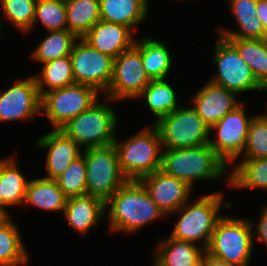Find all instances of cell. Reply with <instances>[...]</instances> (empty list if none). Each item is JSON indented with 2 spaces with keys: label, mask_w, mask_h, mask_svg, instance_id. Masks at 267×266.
I'll use <instances>...</instances> for the list:
<instances>
[{
  "label": "cell",
  "mask_w": 267,
  "mask_h": 266,
  "mask_svg": "<svg viewBox=\"0 0 267 266\" xmlns=\"http://www.w3.org/2000/svg\"><path fill=\"white\" fill-rule=\"evenodd\" d=\"M99 92L88 85L72 84L46 92L41 100V112H45L53 129H59L71 118L87 110L98 100Z\"/></svg>",
  "instance_id": "10"
},
{
  "label": "cell",
  "mask_w": 267,
  "mask_h": 266,
  "mask_svg": "<svg viewBox=\"0 0 267 266\" xmlns=\"http://www.w3.org/2000/svg\"><path fill=\"white\" fill-rule=\"evenodd\" d=\"M242 159L267 158V114L253 117L249 124Z\"/></svg>",
  "instance_id": "34"
},
{
  "label": "cell",
  "mask_w": 267,
  "mask_h": 266,
  "mask_svg": "<svg viewBox=\"0 0 267 266\" xmlns=\"http://www.w3.org/2000/svg\"><path fill=\"white\" fill-rule=\"evenodd\" d=\"M69 56L75 83L91 86L99 93L108 91L113 75V57L91 47L82 38L75 41Z\"/></svg>",
  "instance_id": "12"
},
{
  "label": "cell",
  "mask_w": 267,
  "mask_h": 266,
  "mask_svg": "<svg viewBox=\"0 0 267 266\" xmlns=\"http://www.w3.org/2000/svg\"><path fill=\"white\" fill-rule=\"evenodd\" d=\"M180 105L153 125L157 128L163 149L190 148L209 143L210 128L193 107Z\"/></svg>",
  "instance_id": "7"
},
{
  "label": "cell",
  "mask_w": 267,
  "mask_h": 266,
  "mask_svg": "<svg viewBox=\"0 0 267 266\" xmlns=\"http://www.w3.org/2000/svg\"><path fill=\"white\" fill-rule=\"evenodd\" d=\"M133 33L127 26L100 20L82 39L103 54L116 58L134 45Z\"/></svg>",
  "instance_id": "18"
},
{
  "label": "cell",
  "mask_w": 267,
  "mask_h": 266,
  "mask_svg": "<svg viewBox=\"0 0 267 266\" xmlns=\"http://www.w3.org/2000/svg\"><path fill=\"white\" fill-rule=\"evenodd\" d=\"M9 217L8 211L6 212V210H4L1 206H0V223H2L5 219H7Z\"/></svg>",
  "instance_id": "40"
},
{
  "label": "cell",
  "mask_w": 267,
  "mask_h": 266,
  "mask_svg": "<svg viewBox=\"0 0 267 266\" xmlns=\"http://www.w3.org/2000/svg\"><path fill=\"white\" fill-rule=\"evenodd\" d=\"M0 206L3 208V195H2V184H1V159H0Z\"/></svg>",
  "instance_id": "41"
},
{
  "label": "cell",
  "mask_w": 267,
  "mask_h": 266,
  "mask_svg": "<svg viewBox=\"0 0 267 266\" xmlns=\"http://www.w3.org/2000/svg\"><path fill=\"white\" fill-rule=\"evenodd\" d=\"M236 98L234 92L209 81L194 94L192 107L211 128L241 103Z\"/></svg>",
  "instance_id": "16"
},
{
  "label": "cell",
  "mask_w": 267,
  "mask_h": 266,
  "mask_svg": "<svg viewBox=\"0 0 267 266\" xmlns=\"http://www.w3.org/2000/svg\"><path fill=\"white\" fill-rule=\"evenodd\" d=\"M228 167L208 143L190 148L164 149L160 170L193 188L195 181L221 178L226 175Z\"/></svg>",
  "instance_id": "2"
},
{
  "label": "cell",
  "mask_w": 267,
  "mask_h": 266,
  "mask_svg": "<svg viewBox=\"0 0 267 266\" xmlns=\"http://www.w3.org/2000/svg\"><path fill=\"white\" fill-rule=\"evenodd\" d=\"M68 30L82 38L100 21L99 0H65Z\"/></svg>",
  "instance_id": "26"
},
{
  "label": "cell",
  "mask_w": 267,
  "mask_h": 266,
  "mask_svg": "<svg viewBox=\"0 0 267 266\" xmlns=\"http://www.w3.org/2000/svg\"><path fill=\"white\" fill-rule=\"evenodd\" d=\"M223 199L222 192L206 194L191 203H185L176 212L171 213L179 214L180 218L170 237L195 244L202 241L201 246L206 250L215 226L223 216L220 215V207L229 208L231 205Z\"/></svg>",
  "instance_id": "3"
},
{
  "label": "cell",
  "mask_w": 267,
  "mask_h": 266,
  "mask_svg": "<svg viewBox=\"0 0 267 266\" xmlns=\"http://www.w3.org/2000/svg\"><path fill=\"white\" fill-rule=\"evenodd\" d=\"M213 62L218 74L209 80L236 95L247 91H267L254 77L249 65L239 55L237 49L224 37L218 36L214 46Z\"/></svg>",
  "instance_id": "9"
},
{
  "label": "cell",
  "mask_w": 267,
  "mask_h": 266,
  "mask_svg": "<svg viewBox=\"0 0 267 266\" xmlns=\"http://www.w3.org/2000/svg\"><path fill=\"white\" fill-rule=\"evenodd\" d=\"M258 219L259 220L257 221V224H254V222L250 220L253 239L256 236L258 241L264 242V244L267 246V206L261 209L260 218ZM255 225L256 227H254Z\"/></svg>",
  "instance_id": "37"
},
{
  "label": "cell",
  "mask_w": 267,
  "mask_h": 266,
  "mask_svg": "<svg viewBox=\"0 0 267 266\" xmlns=\"http://www.w3.org/2000/svg\"><path fill=\"white\" fill-rule=\"evenodd\" d=\"M253 241L250 220L222 216L205 251L237 266H248L253 253Z\"/></svg>",
  "instance_id": "6"
},
{
  "label": "cell",
  "mask_w": 267,
  "mask_h": 266,
  "mask_svg": "<svg viewBox=\"0 0 267 266\" xmlns=\"http://www.w3.org/2000/svg\"><path fill=\"white\" fill-rule=\"evenodd\" d=\"M119 167L127 180H140L142 177L161 169V138L157 128H145L122 143L114 140Z\"/></svg>",
  "instance_id": "4"
},
{
  "label": "cell",
  "mask_w": 267,
  "mask_h": 266,
  "mask_svg": "<svg viewBox=\"0 0 267 266\" xmlns=\"http://www.w3.org/2000/svg\"><path fill=\"white\" fill-rule=\"evenodd\" d=\"M6 20L22 33L33 29L36 0H0Z\"/></svg>",
  "instance_id": "36"
},
{
  "label": "cell",
  "mask_w": 267,
  "mask_h": 266,
  "mask_svg": "<svg viewBox=\"0 0 267 266\" xmlns=\"http://www.w3.org/2000/svg\"><path fill=\"white\" fill-rule=\"evenodd\" d=\"M257 17L262 22L264 28V39H267V0H257Z\"/></svg>",
  "instance_id": "38"
},
{
  "label": "cell",
  "mask_w": 267,
  "mask_h": 266,
  "mask_svg": "<svg viewBox=\"0 0 267 266\" xmlns=\"http://www.w3.org/2000/svg\"><path fill=\"white\" fill-rule=\"evenodd\" d=\"M267 90V39H227Z\"/></svg>",
  "instance_id": "28"
},
{
  "label": "cell",
  "mask_w": 267,
  "mask_h": 266,
  "mask_svg": "<svg viewBox=\"0 0 267 266\" xmlns=\"http://www.w3.org/2000/svg\"><path fill=\"white\" fill-rule=\"evenodd\" d=\"M87 194L105 202L127 181L122 174L114 144L83 150Z\"/></svg>",
  "instance_id": "8"
},
{
  "label": "cell",
  "mask_w": 267,
  "mask_h": 266,
  "mask_svg": "<svg viewBox=\"0 0 267 266\" xmlns=\"http://www.w3.org/2000/svg\"><path fill=\"white\" fill-rule=\"evenodd\" d=\"M152 266H200L205 249L187 241L168 237L159 240Z\"/></svg>",
  "instance_id": "20"
},
{
  "label": "cell",
  "mask_w": 267,
  "mask_h": 266,
  "mask_svg": "<svg viewBox=\"0 0 267 266\" xmlns=\"http://www.w3.org/2000/svg\"><path fill=\"white\" fill-rule=\"evenodd\" d=\"M151 199L170 215L188 202L192 188L184 181L158 170L140 179Z\"/></svg>",
  "instance_id": "15"
},
{
  "label": "cell",
  "mask_w": 267,
  "mask_h": 266,
  "mask_svg": "<svg viewBox=\"0 0 267 266\" xmlns=\"http://www.w3.org/2000/svg\"><path fill=\"white\" fill-rule=\"evenodd\" d=\"M150 81L141 59V40H135L130 49L114 58L113 75L105 95L112 101L138 98Z\"/></svg>",
  "instance_id": "11"
},
{
  "label": "cell",
  "mask_w": 267,
  "mask_h": 266,
  "mask_svg": "<svg viewBox=\"0 0 267 266\" xmlns=\"http://www.w3.org/2000/svg\"><path fill=\"white\" fill-rule=\"evenodd\" d=\"M229 173L227 182L233 188L267 190V158L242 159Z\"/></svg>",
  "instance_id": "25"
},
{
  "label": "cell",
  "mask_w": 267,
  "mask_h": 266,
  "mask_svg": "<svg viewBox=\"0 0 267 266\" xmlns=\"http://www.w3.org/2000/svg\"><path fill=\"white\" fill-rule=\"evenodd\" d=\"M77 39L68 29L48 31V35L32 52L31 58L37 62L46 64L57 58L69 56Z\"/></svg>",
  "instance_id": "32"
},
{
  "label": "cell",
  "mask_w": 267,
  "mask_h": 266,
  "mask_svg": "<svg viewBox=\"0 0 267 266\" xmlns=\"http://www.w3.org/2000/svg\"><path fill=\"white\" fill-rule=\"evenodd\" d=\"M109 226L114 232L132 234L144 225L166 216L151 199L140 180H127L106 202Z\"/></svg>",
  "instance_id": "1"
},
{
  "label": "cell",
  "mask_w": 267,
  "mask_h": 266,
  "mask_svg": "<svg viewBox=\"0 0 267 266\" xmlns=\"http://www.w3.org/2000/svg\"><path fill=\"white\" fill-rule=\"evenodd\" d=\"M105 211L103 199L85 194L68 198L63 215L72 229L85 235L93 226L102 222Z\"/></svg>",
  "instance_id": "19"
},
{
  "label": "cell",
  "mask_w": 267,
  "mask_h": 266,
  "mask_svg": "<svg viewBox=\"0 0 267 266\" xmlns=\"http://www.w3.org/2000/svg\"><path fill=\"white\" fill-rule=\"evenodd\" d=\"M118 116L108 104L98 100L87 110L71 118L58 130L72 138L84 149L103 147L114 143Z\"/></svg>",
  "instance_id": "5"
},
{
  "label": "cell",
  "mask_w": 267,
  "mask_h": 266,
  "mask_svg": "<svg viewBox=\"0 0 267 266\" xmlns=\"http://www.w3.org/2000/svg\"><path fill=\"white\" fill-rule=\"evenodd\" d=\"M168 46L162 40L150 37L141 38V59L151 80L166 79L172 60Z\"/></svg>",
  "instance_id": "24"
},
{
  "label": "cell",
  "mask_w": 267,
  "mask_h": 266,
  "mask_svg": "<svg viewBox=\"0 0 267 266\" xmlns=\"http://www.w3.org/2000/svg\"><path fill=\"white\" fill-rule=\"evenodd\" d=\"M37 21H40L47 31L68 29L65 0L36 2L33 27Z\"/></svg>",
  "instance_id": "33"
},
{
  "label": "cell",
  "mask_w": 267,
  "mask_h": 266,
  "mask_svg": "<svg viewBox=\"0 0 267 266\" xmlns=\"http://www.w3.org/2000/svg\"><path fill=\"white\" fill-rule=\"evenodd\" d=\"M231 12L238 23L239 31L220 30V36L226 39H264V28L257 17V0H228Z\"/></svg>",
  "instance_id": "22"
},
{
  "label": "cell",
  "mask_w": 267,
  "mask_h": 266,
  "mask_svg": "<svg viewBox=\"0 0 267 266\" xmlns=\"http://www.w3.org/2000/svg\"><path fill=\"white\" fill-rule=\"evenodd\" d=\"M100 20L129 27L131 30L144 22L148 0H99Z\"/></svg>",
  "instance_id": "21"
},
{
  "label": "cell",
  "mask_w": 267,
  "mask_h": 266,
  "mask_svg": "<svg viewBox=\"0 0 267 266\" xmlns=\"http://www.w3.org/2000/svg\"><path fill=\"white\" fill-rule=\"evenodd\" d=\"M41 100L34 76L16 80L5 92L0 91V122L29 120L41 115Z\"/></svg>",
  "instance_id": "14"
},
{
  "label": "cell",
  "mask_w": 267,
  "mask_h": 266,
  "mask_svg": "<svg viewBox=\"0 0 267 266\" xmlns=\"http://www.w3.org/2000/svg\"><path fill=\"white\" fill-rule=\"evenodd\" d=\"M138 97L146 99L149 109L156 116L154 123L180 107L175 90L166 79L151 80Z\"/></svg>",
  "instance_id": "31"
},
{
  "label": "cell",
  "mask_w": 267,
  "mask_h": 266,
  "mask_svg": "<svg viewBox=\"0 0 267 266\" xmlns=\"http://www.w3.org/2000/svg\"><path fill=\"white\" fill-rule=\"evenodd\" d=\"M29 181L19 170L13 157L1 159V184L3 209L10 206L24 205L25 193Z\"/></svg>",
  "instance_id": "29"
},
{
  "label": "cell",
  "mask_w": 267,
  "mask_h": 266,
  "mask_svg": "<svg viewBox=\"0 0 267 266\" xmlns=\"http://www.w3.org/2000/svg\"><path fill=\"white\" fill-rule=\"evenodd\" d=\"M68 197L55 180L45 177L31 179L25 193L24 204L29 203L46 211H64Z\"/></svg>",
  "instance_id": "23"
},
{
  "label": "cell",
  "mask_w": 267,
  "mask_h": 266,
  "mask_svg": "<svg viewBox=\"0 0 267 266\" xmlns=\"http://www.w3.org/2000/svg\"><path fill=\"white\" fill-rule=\"evenodd\" d=\"M55 181L68 198L87 194L84 157L81 155L75 161L71 162L67 169Z\"/></svg>",
  "instance_id": "35"
},
{
  "label": "cell",
  "mask_w": 267,
  "mask_h": 266,
  "mask_svg": "<svg viewBox=\"0 0 267 266\" xmlns=\"http://www.w3.org/2000/svg\"><path fill=\"white\" fill-rule=\"evenodd\" d=\"M246 115L241 102L210 128V133L217 132L216 139L210 137L209 146L229 167L245 148L249 124L254 117Z\"/></svg>",
  "instance_id": "13"
},
{
  "label": "cell",
  "mask_w": 267,
  "mask_h": 266,
  "mask_svg": "<svg viewBox=\"0 0 267 266\" xmlns=\"http://www.w3.org/2000/svg\"><path fill=\"white\" fill-rule=\"evenodd\" d=\"M200 266H237L235 264L229 263L227 261L215 258L209 255L206 251L200 262Z\"/></svg>",
  "instance_id": "39"
},
{
  "label": "cell",
  "mask_w": 267,
  "mask_h": 266,
  "mask_svg": "<svg viewBox=\"0 0 267 266\" xmlns=\"http://www.w3.org/2000/svg\"><path fill=\"white\" fill-rule=\"evenodd\" d=\"M41 149H48L46 156V172L45 178L55 180L70 165L81 156L80 146L69 137H66L58 129H53L46 135L42 136L36 142Z\"/></svg>",
  "instance_id": "17"
},
{
  "label": "cell",
  "mask_w": 267,
  "mask_h": 266,
  "mask_svg": "<svg viewBox=\"0 0 267 266\" xmlns=\"http://www.w3.org/2000/svg\"><path fill=\"white\" fill-rule=\"evenodd\" d=\"M33 76L41 97L46 92L75 84L70 56L43 64L42 71Z\"/></svg>",
  "instance_id": "30"
},
{
  "label": "cell",
  "mask_w": 267,
  "mask_h": 266,
  "mask_svg": "<svg viewBox=\"0 0 267 266\" xmlns=\"http://www.w3.org/2000/svg\"><path fill=\"white\" fill-rule=\"evenodd\" d=\"M10 216L0 223V266L28 265V253Z\"/></svg>",
  "instance_id": "27"
}]
</instances>
